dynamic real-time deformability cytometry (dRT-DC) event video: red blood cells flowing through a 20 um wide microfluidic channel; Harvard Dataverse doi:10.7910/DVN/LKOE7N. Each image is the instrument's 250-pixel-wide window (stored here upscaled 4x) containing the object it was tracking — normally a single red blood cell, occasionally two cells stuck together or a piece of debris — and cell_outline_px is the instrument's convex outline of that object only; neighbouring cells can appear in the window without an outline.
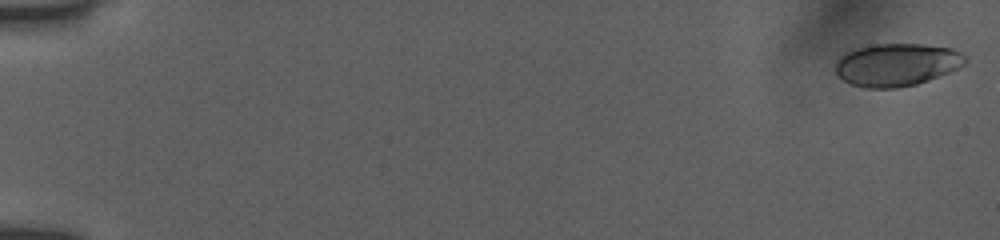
{"species": "human", "species_latin": "Homo sapiens", "temperature_condition": "room temperature", "stored_images_in_passage": 53, "camera_frame_rate_fps": 3000, "um_per_image_px": 0.085, "donor": {"sex": "female"}, "frame": {"image": 1, "passage_image": 1, "time_ms": 0.0, "image_size_px": [1000, 240], "cell_outline_px": [[968, 60], [960, 68], [928, 80], [916, 84], [896, 88], [868, 88], [852, 84], [844, 80], [836, 72], [836, 60], [840, 56], [856, 48], [876, 44], [920, 44], [952, 48], [968, 56]], "centroid_in_image_um": [76.26, 5.49], "position_along_channel_um": 8.7, "area_um2": 32.25}}
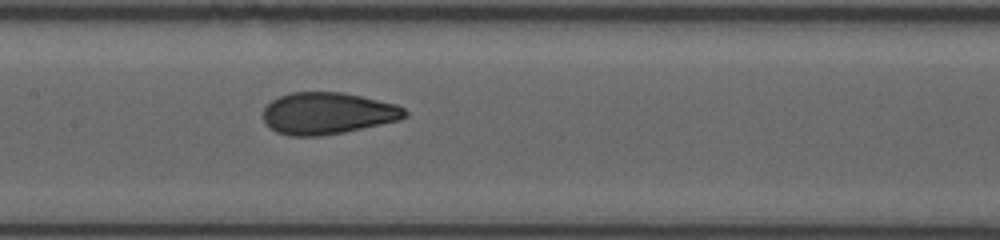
{"frame": {"image": 2, "passage_image": 28, "time_ms": 9.0, "image_size_px": [1000, 240], "cell_outline_px": [[408, 116], [400, 120], [344, 132], [320, 136], [288, 136], [276, 132], [264, 124], [264, 108], [272, 100], [280, 96], [292, 92], [344, 92], [396, 104], [404, 108], [408, 112]], "centroid_in_image_um": [27.85, 9.64], "position_along_channel_um": 179.6, "area_um2": 34.68}}
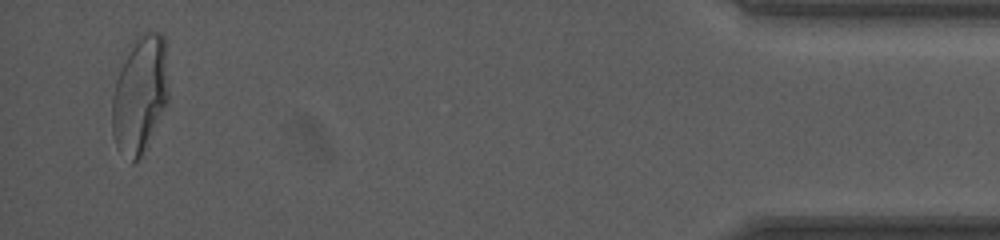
{"frame": {"image": 3, "passage_image": 52, "time_ms": 17.0, "image_size_px": [1000, 240], "cell_outline_px": [[168, 104], [144, 156], [132, 164], [116, 148], [112, 136], [112, 96], [116, 80], [128, 44], [136, 32], [160, 32], [164, 36], [168, 88]], "centroid_in_image_um": [11.88, 8.06], "position_along_channel_um": 423.3, "area_um2": 40.11}, "authors_computed_cell_mechanics": {"area_um2": 34.391, "velocity_mm_per_s": 3.9234, "shape_relaxation_time_tau1_ms": 3.8184, "shape_relaxation_time_tau2_ms": null, "deformation_change_tau1": 0.1663, "deformation_change_tau2": null}}